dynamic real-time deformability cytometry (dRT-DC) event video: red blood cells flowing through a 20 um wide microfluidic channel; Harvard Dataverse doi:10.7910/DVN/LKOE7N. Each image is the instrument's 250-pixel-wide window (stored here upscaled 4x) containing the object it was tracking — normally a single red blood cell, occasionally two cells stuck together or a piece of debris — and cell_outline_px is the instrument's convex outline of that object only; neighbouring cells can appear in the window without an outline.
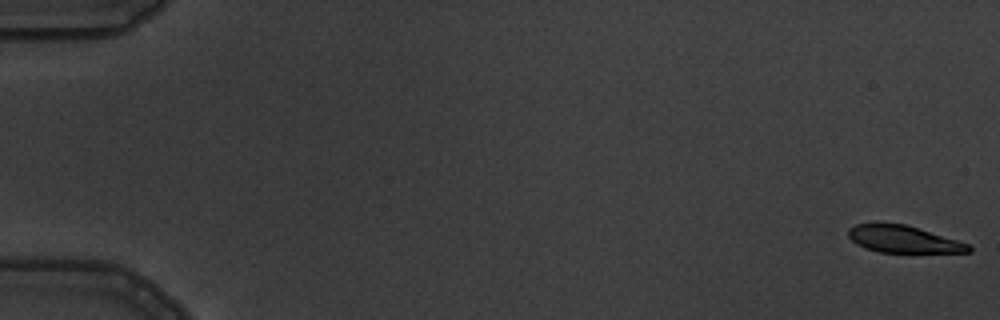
{"species": "common noctule bat (a hibernating species)", "species_latin": "Nyctalus noctula", "temperature_condition": "warm", "stored_images_in_passage": 7, "camera_frame_rate_fps": 3000, "um_per_image_px": 0.085, "animal": {"sex": "male", "body_mass_g": 19.5, "forearm_length_mm": 54.6}, "frame": {"image": 1, "passage_image": 1, "time_ms": 0.0, "image_size_px": [1000, 320], "cell_outline_px": [[972, 252], [880, 252], [864, 248], [856, 244], [848, 236], [848, 228], [856, 224], [876, 220], [904, 224], [956, 240], [968, 244], [972, 248]], "centroid_in_image_um": [76.67, 20.29], "position_along_channel_um": 8.3, "area_um2": 19.19}}
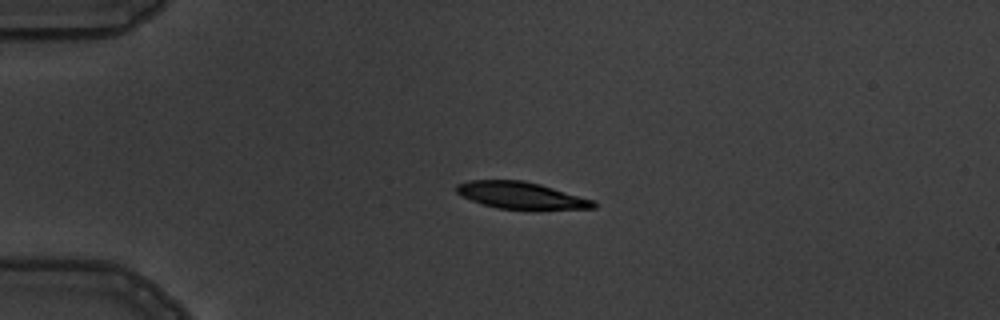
{"frame": {"image": 2, "passage_image": 5, "time_ms": 4.333, "image_size_px": [1000, 320], "cell_outline_px": [[596, 208], [496, 208], [460, 196], [456, 192], [456, 184], [468, 180], [524, 180], [540, 184], [596, 200]], "centroid_in_image_um": [44.26, 16.58], "position_along_channel_um": 40.7, "area_um2": 21.1}}